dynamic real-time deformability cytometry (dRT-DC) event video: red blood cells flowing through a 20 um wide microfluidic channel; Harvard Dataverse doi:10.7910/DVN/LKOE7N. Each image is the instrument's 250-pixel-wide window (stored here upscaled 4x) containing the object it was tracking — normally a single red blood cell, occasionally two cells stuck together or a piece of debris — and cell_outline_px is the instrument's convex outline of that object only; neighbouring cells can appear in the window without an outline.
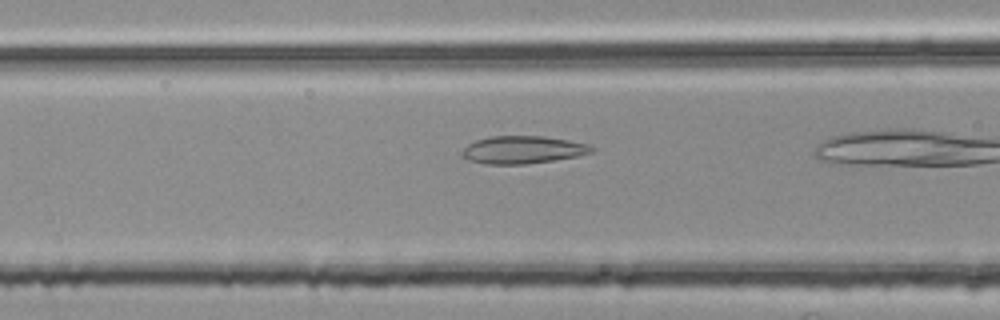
{"species": "common noctule bat (a hibernating species)", "species_latin": "Nyctalus noctula", "temperature_condition": "room temperature", "stored_images_in_passage": 18, "camera_frame_rate_fps": 3000, "um_per_image_px": 0.085, "animal": {"sex": "female", "body_mass_g": 25.1}, "frame": {"image": 1, "passage_image": 16, "time_ms": 5.0, "image_size_px": [1000, 320], "cell_outline_px": [[596, 148], [592, 152], [576, 156], [552, 160], [524, 164], [484, 164], [468, 160], [460, 152], [468, 144], [476, 140], [492, 136], [540, 136], [568, 140], [588, 144]], "centroid_in_image_um": [44.42, 12.73], "position_along_channel_um": 122.2, "area_um2": 20.69}}